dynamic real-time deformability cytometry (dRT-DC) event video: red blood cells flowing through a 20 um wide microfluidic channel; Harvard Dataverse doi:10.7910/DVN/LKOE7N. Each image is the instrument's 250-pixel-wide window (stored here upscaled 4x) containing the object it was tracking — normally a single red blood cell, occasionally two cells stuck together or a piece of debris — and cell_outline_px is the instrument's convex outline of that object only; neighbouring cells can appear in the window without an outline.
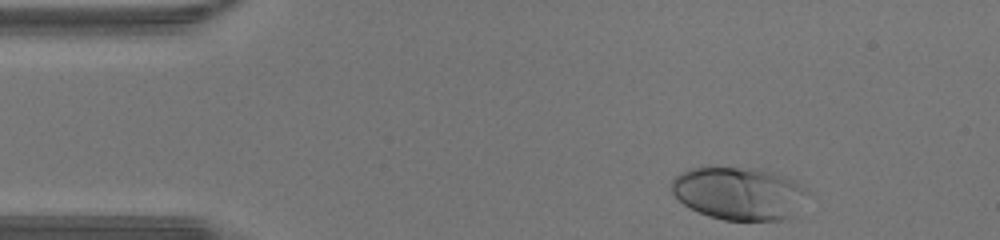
{"species": "human", "species_latin": "Homo sapiens", "temperature_condition": "warm", "stored_images_in_passage": 29, "camera_frame_rate_fps": 3000, "um_per_image_px": 0.085, "donor": {"sex": "male"}, "frame": {"image": 1, "passage_image": 1, "time_ms": 0.0, "image_size_px": [1000, 240], "cell_outline_px": [[808, 192], [792, 216], [780, 220], [724, 220], [708, 216], [684, 204], [672, 192], [672, 180], [680, 172], [692, 168], [760, 168], [788, 176], [796, 180]], "centroid_in_image_um": [62.82, 16.42], "position_along_channel_um": 22.2, "area_um2": 41.62}}
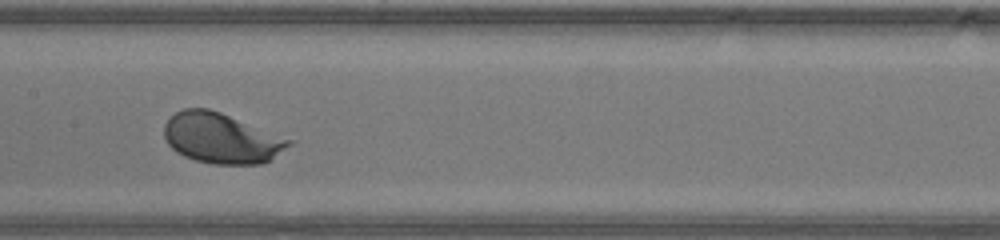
{"frame": {"image": 2, "passage_image": 16, "time_ms": 5.0, "image_size_px": [1000, 240], "cell_outline_px": [[296, 140], [292, 144], [272, 160], [260, 164], [212, 164], [196, 160], [184, 156], [176, 152], [168, 144], [164, 136], [164, 124], [176, 112], [184, 108], [208, 108], [220, 112]], "centroid_in_image_um": [18.86, 11.75], "position_along_channel_um": 188.5, "area_um2": 36.88}}
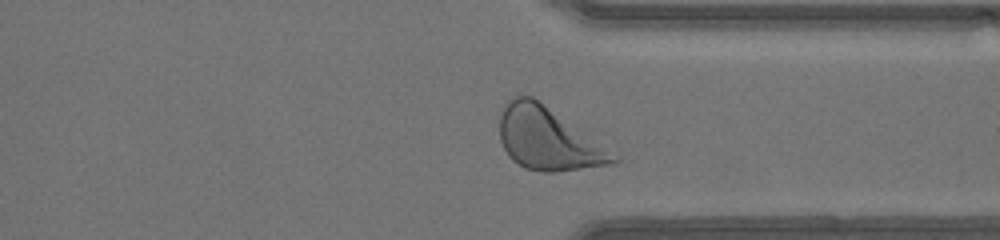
{"frame": {"image": 3, "passage_image": 27, "time_ms": 8.667, "image_size_px": [1000, 240], "cell_outline_px": [[620, 160], [612, 164], [552, 172], [540, 172], [524, 168], [512, 160], [508, 156], [500, 140], [500, 116], [508, 100], [512, 96], [520, 92], [532, 96], [620, 156]], "centroid_in_image_um": [46.56, 11.79], "position_along_channel_um": 364.8, "area_um2": 41.33}}